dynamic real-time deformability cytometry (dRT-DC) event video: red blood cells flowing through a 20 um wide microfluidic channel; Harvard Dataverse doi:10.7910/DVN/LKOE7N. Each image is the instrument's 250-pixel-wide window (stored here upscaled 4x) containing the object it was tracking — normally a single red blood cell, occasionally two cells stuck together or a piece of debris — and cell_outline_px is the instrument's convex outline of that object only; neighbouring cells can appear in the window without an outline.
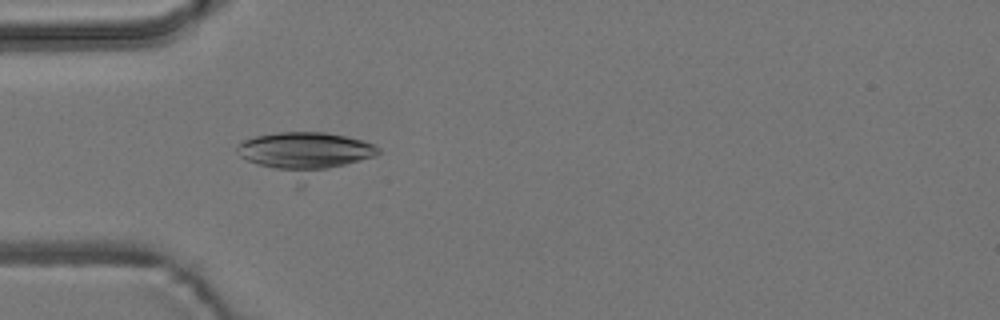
{"species": "common noctule bat (a hibernating species)", "species_latin": "Nyctalus noctula", "temperature_condition": "room temperature", "stored_images_in_passage": 17, "camera_frame_rate_fps": 3000, "um_per_image_px": 0.085, "animal": {"sex": "male", "body_mass_g": 19.2, "forearm_length_mm": 51.8}, "frame": {"image": 1, "passage_image": 7, "time_ms": 2.0, "image_size_px": [1000, 320], "cell_outline_px": [[380, 152], [372, 156], [300, 188], [240, 156], [236, 148], [244, 140], [256, 136], [276, 132], [324, 132], [364, 140], [380, 148]], "centroid_in_image_um": [25.92, 13.12], "position_along_channel_um": 59.1, "area_um2": 35.95}}
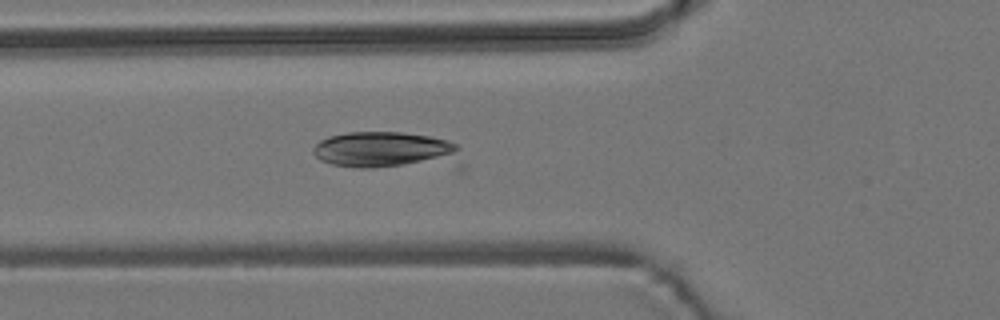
{"frame": {"image": 2, "passage_image": 10, "time_ms": 3.0, "image_size_px": [1000, 320], "cell_outline_px": [[464, 172], [456, 172], [360, 168], [332, 164], [320, 160], [312, 152], [312, 148], [320, 140], [328, 136], [348, 132], [400, 132], [428, 136], [448, 140], [456, 144], [460, 148], [464, 164]], "centroid_in_image_um": [33.18, 12.9], "position_along_channel_um": 92.6, "area_um2": 35.26}}
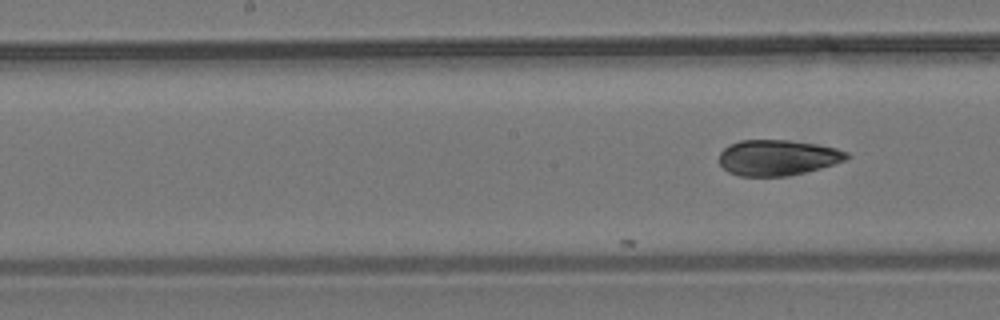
{"frame": {"image": 3, "passage_image": 17, "time_ms": 5.333, "image_size_px": [1000, 320], "cell_outline_px": [[852, 156], [844, 160], [820, 168], [788, 176], [740, 176], [728, 172], [720, 164], [720, 152], [728, 144], [740, 140], [788, 140], [816, 144], [836, 148], [848, 152]], "centroid_in_image_um": [66.08, 13.39], "position_along_channel_um": 182.1, "area_um2": 26.47}}